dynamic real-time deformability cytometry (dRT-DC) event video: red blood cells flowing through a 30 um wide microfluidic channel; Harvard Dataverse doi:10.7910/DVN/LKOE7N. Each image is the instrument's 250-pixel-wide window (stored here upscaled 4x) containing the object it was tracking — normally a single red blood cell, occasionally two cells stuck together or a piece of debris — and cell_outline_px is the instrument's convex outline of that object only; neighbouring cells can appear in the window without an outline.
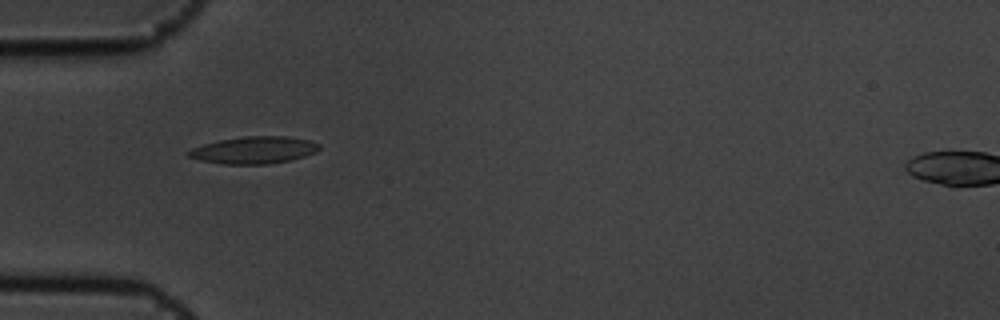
{"species": "common noctule bat (a hibernating species)", "species_latin": "Nyctalus noctula", "temperature_condition": "cold", "stored_images_in_passage": 2, "camera_frame_rate_fps": 3000, "um_per_image_px": 0.085, "animal": {"sex": "male", "body_mass_g": 19.5, "forearm_length_mm": 54.6}, "frame": {"image": 1, "passage_image": 1, "time_ms": 0.0, "image_size_px": [1000, 320], "cell_outline_px": [[320, 148], [316, 152], [292, 160], [268, 164], [220, 164], [200, 160], [188, 156], [184, 152], [192, 148], [204, 144], [220, 140], [244, 136], [288, 136], [308, 140], [320, 144]], "centroid_in_image_um": [21.58, 12.76], "position_along_channel_um": 63.4, "area_um2": 20.75}}
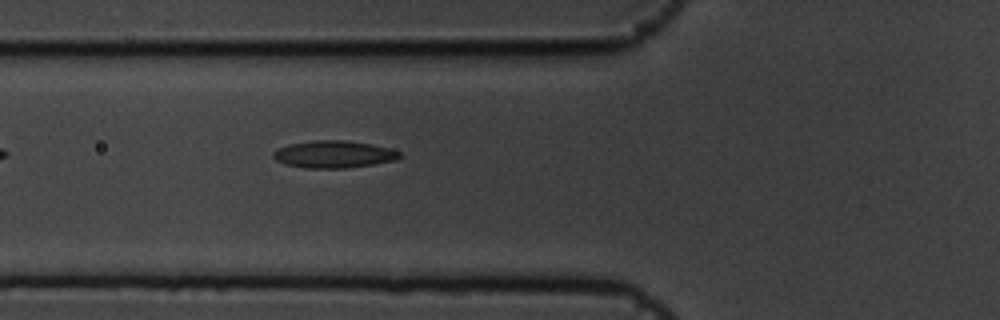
{"frame": {"image": 2, "passage_image": 2, "time_ms": 0.333, "image_size_px": [1000, 320], "cell_outline_px": [[404, 156], [396, 160], [372, 164], [344, 168], [304, 168], [284, 164], [276, 160], [272, 156], [272, 152], [288, 144], [312, 140], [344, 140], [372, 144], [388, 148], [400, 152]], "centroid_in_image_um": [28.36, 13.11], "position_along_channel_um": 97.4, "area_um2": 20.11}}